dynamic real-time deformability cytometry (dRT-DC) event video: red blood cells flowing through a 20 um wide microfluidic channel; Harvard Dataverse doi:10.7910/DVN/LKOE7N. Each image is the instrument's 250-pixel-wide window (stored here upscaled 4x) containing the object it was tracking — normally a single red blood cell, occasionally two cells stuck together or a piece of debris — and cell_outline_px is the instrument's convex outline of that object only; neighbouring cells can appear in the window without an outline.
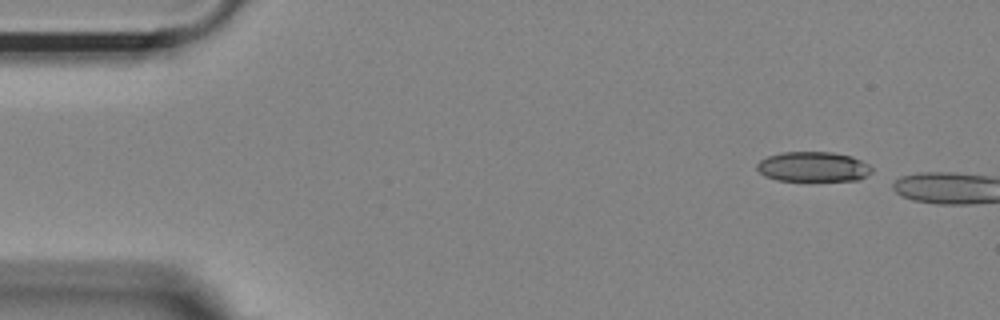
{"species": "Egyptian fruit bat (a non-hibernating species)", "species_latin": "Rousettus aegyptiacus", "temperature_condition": "room temperature", "stored_images_in_passage": 3, "camera_frame_rate_fps": 3000, "um_per_image_px": 0.085, "animal": {"sex": "female"}, "frame": {"image": 1, "passage_image": 1, "time_ms": 0.0, "image_size_px": [1000, 320], "cell_outline_px": [[872, 172], [860, 180], [776, 180], [764, 176], [756, 168], [756, 164], [760, 160], [768, 156], [780, 152], [832, 152], [852, 156], [868, 164], [872, 168]], "centroid_in_image_um": [69.11, 14.17], "position_along_channel_um": 15.9, "area_um2": 20.06}}